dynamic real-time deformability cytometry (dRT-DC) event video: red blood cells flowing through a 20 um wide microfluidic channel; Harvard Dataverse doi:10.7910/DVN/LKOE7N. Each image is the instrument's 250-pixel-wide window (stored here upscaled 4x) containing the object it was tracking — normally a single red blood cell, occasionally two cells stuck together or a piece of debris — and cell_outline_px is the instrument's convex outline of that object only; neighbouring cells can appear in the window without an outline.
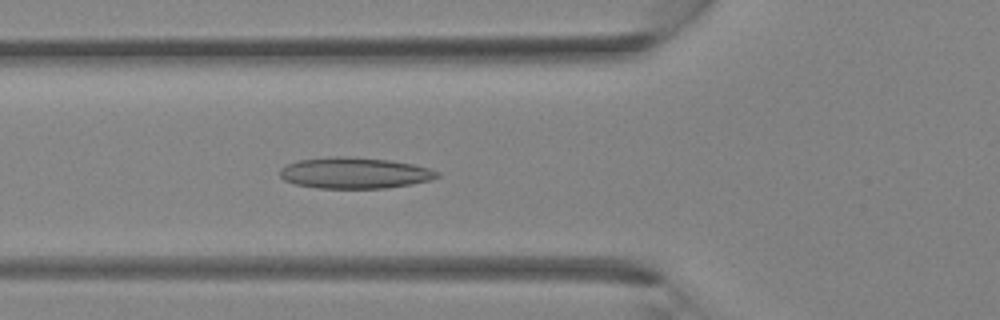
{"species": "Egyptian fruit bat (a non-hibernating species)", "species_latin": "Rousettus aegyptiacus", "temperature_condition": "room temperature", "stored_images_in_passage": 37, "camera_frame_rate_fps": 3000, "um_per_image_px": 0.085, "animal": {"sex": "female"}, "frame": {"image": 1, "passage_image": 13, "time_ms": 4.0, "image_size_px": [1000, 320], "cell_outline_px": [[440, 176], [428, 180], [412, 184], [384, 188], [316, 188], [296, 184], [284, 180], [280, 176], [280, 168], [296, 160], [336, 156], [348, 156], [388, 160], [412, 164], [428, 168], [440, 172]], "centroid_in_image_um": [30.11, 14.7], "position_along_channel_um": 95.7, "area_um2": 28.44}}
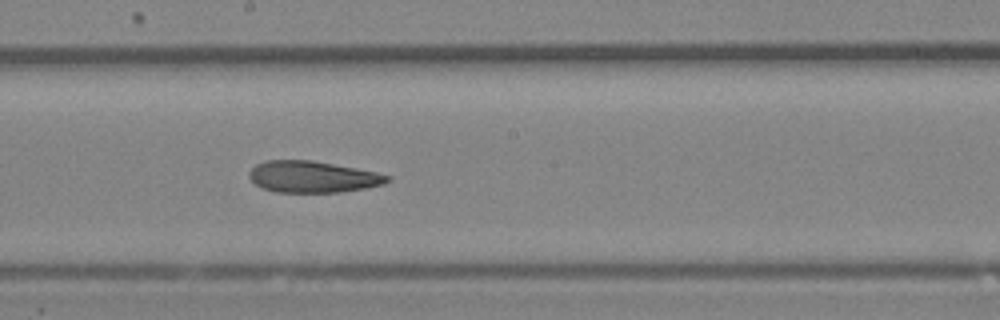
{"frame": {"image": 2, "passage_image": 20, "time_ms": 6.333, "image_size_px": [1000, 320], "cell_outline_px": [[392, 180], [384, 184], [364, 188], [340, 192], [276, 192], [260, 188], [248, 176], [248, 172], [256, 164], [264, 160], [312, 160], [356, 168], [376, 172], [392, 176]], "centroid_in_image_um": [26.57, 15.02], "position_along_channel_um": 221.6, "area_um2": 25.49}}
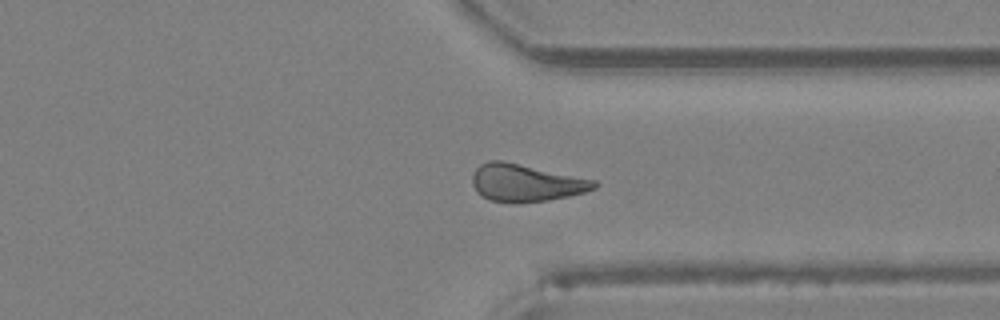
{"frame": {"image": 3, "passage_image": 28, "time_ms": 9.0, "image_size_px": [1000, 320], "cell_outline_px": [[600, 184], [596, 188], [584, 192], [568, 196], [548, 200], [492, 200], [476, 192], [472, 184], [472, 176], [476, 168], [480, 164], [488, 160], [504, 160], [596, 180]], "centroid_in_image_um": [44.72, 15.48], "position_along_channel_um": 366.7, "area_um2": 26.01}}